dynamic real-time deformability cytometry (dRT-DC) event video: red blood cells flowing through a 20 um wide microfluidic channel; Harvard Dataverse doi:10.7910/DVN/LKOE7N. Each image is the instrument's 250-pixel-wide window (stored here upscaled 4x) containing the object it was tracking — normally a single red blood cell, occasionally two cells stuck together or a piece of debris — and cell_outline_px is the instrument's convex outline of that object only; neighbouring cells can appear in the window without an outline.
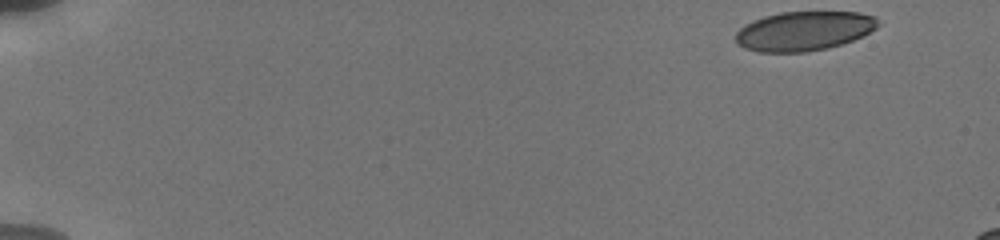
{"species": "human", "species_latin": "Homo sapiens", "temperature_condition": "cold", "stored_images_in_passage": 41, "camera_frame_rate_fps": 3000, "um_per_image_px": 0.085, "donor": {"sex": "male"}, "frame": {"image": 1, "passage_image": 1, "time_ms": 0.0, "image_size_px": [1000, 240], "cell_outline_px": [[880, 24], [876, 28], [852, 40], [828, 48], [804, 52], [760, 52], [744, 48], [736, 40], [736, 32], [744, 24], [752, 20], [764, 16], [780, 12], [860, 12], [876, 16], [880, 20]], "centroid_in_image_um": [68.34, 2.62], "position_along_channel_um": 16.7, "area_um2": 32.66}}
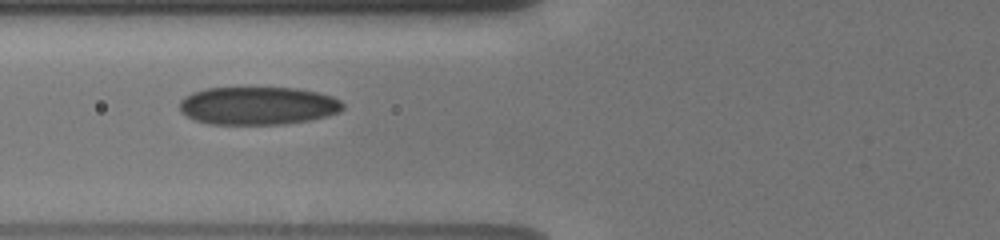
{"frame": {"image": 2, "passage_image": 16, "time_ms": 6.333, "image_size_px": [1000, 240], "cell_outline_px": [[344, 108], [340, 112], [328, 116], [312, 120], [284, 124], [208, 124], [192, 120], [180, 112], [180, 100], [184, 96], [192, 92], [204, 88], [296, 88], [316, 92], [332, 96], [340, 100], [344, 104]], "centroid_in_image_um": [21.91, 8.99], "position_along_channel_um": 103.9, "area_um2": 36.59}}
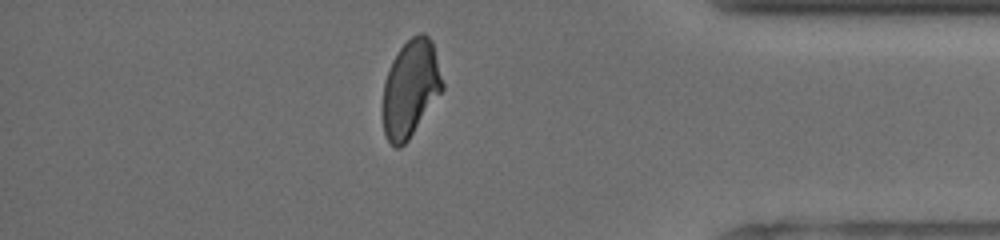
{"frame": {"image": 3, "passage_image": 36, "time_ms": 14.667, "image_size_px": [1000, 240], "cell_outline_px": [[444, 88], [408, 140], [400, 148], [396, 148], [388, 140], [384, 132], [384, 80], [392, 60], [400, 48], [412, 36], [420, 32], [424, 32], [432, 40], [444, 84]], "centroid_in_image_um": [34.91, 7.49], "position_along_channel_um": 400.3, "area_um2": 33.35}}